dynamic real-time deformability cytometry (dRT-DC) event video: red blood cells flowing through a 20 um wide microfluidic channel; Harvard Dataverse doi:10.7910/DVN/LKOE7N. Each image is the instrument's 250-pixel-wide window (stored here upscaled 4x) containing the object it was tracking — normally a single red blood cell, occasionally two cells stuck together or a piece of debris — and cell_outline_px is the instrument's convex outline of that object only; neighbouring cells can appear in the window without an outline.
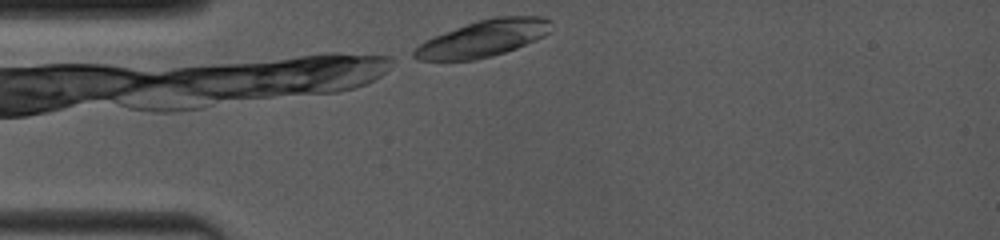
{"species": "common noctule bat (a hibernating species)", "species_latin": "Nyctalus noctula", "temperature_condition": "room temperature", "stored_images_in_passage": 5, "camera_frame_rate_fps": 4000, "um_per_image_px": 0.085, "animal": {"sex": "female", "body_mass_g": 19.0, "forearm_length_mm": 53.3}, "frame": {"image": 1, "passage_image": 1, "time_ms": 0.0, "image_size_px": [1000, 240], "cell_outline_px": [[552, 20], [548, 32], [544, 36], [536, 40], [516, 48], [492, 56], [476, 60], [416, 60], [404, 56], [424, 40], [432, 36], [480, 20], [496, 16], [540, 16]], "centroid_in_image_um": [40.98, 3.29], "position_along_channel_um": 44.0, "area_um2": 29.48}}